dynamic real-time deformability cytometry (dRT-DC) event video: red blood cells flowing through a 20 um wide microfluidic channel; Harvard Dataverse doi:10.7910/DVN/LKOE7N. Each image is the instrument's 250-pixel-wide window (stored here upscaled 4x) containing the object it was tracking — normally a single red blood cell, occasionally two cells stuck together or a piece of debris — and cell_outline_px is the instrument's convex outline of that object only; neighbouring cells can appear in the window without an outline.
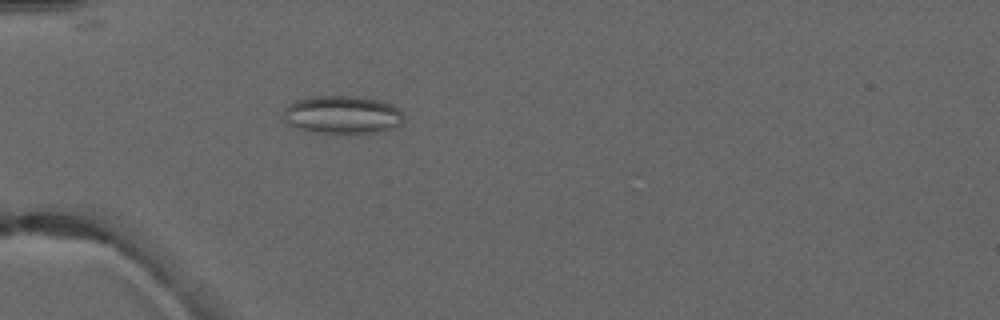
{"species": "common noctule bat (a hibernating species)", "species_latin": "Nyctalus noctula", "temperature_condition": "warm", "stored_images_in_passage": 2, "camera_frame_rate_fps": 3000, "um_per_image_px": 0.085, "animal": {"sex": "male", "forearm_length_mm": 52.5}, "frame": {"image": 1, "passage_image": 2, "time_ms": 1.333, "image_size_px": [1000, 320], "cell_outline_px": [[404, 120], [396, 128], [380, 132], [312, 132], [296, 128], [288, 124], [284, 120], [284, 108], [292, 100], [308, 96], [360, 96], [380, 100], [392, 104], [400, 108], [404, 112]], "centroid_in_image_um": [29.12, 9.73], "position_along_channel_um": 55.9, "area_um2": 27.17}}